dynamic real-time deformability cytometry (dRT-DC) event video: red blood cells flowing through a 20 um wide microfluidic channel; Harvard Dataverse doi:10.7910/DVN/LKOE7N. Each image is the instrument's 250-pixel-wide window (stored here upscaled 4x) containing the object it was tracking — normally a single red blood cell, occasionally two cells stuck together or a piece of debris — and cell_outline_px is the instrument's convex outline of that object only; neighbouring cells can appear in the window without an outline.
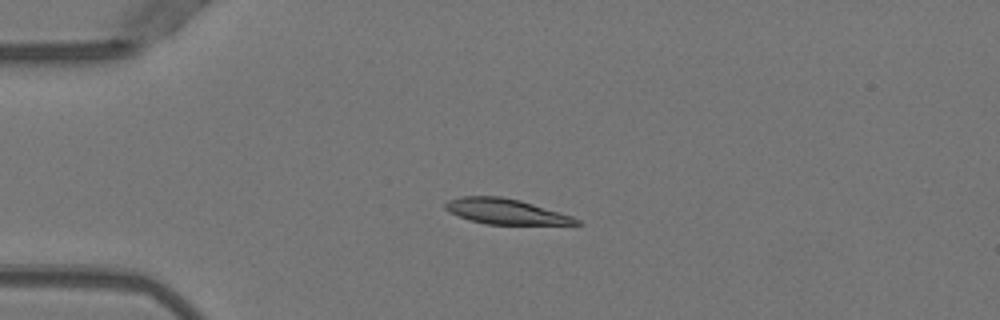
{"species": "Egyptian fruit bat (a non-hibernating species)", "species_latin": "Rousettus aegyptiacus", "temperature_condition": "warm", "stored_images_in_passage": 5, "camera_frame_rate_fps": 3000, "um_per_image_px": 0.085, "animal": {"sex": "female"}, "frame": {"image": 1, "passage_image": 4, "time_ms": 1.0, "image_size_px": [1000, 320], "cell_outline_px": [[584, 224], [484, 224], [468, 220], [444, 208], [444, 204], [448, 200], [460, 196], [500, 196], [520, 200], [572, 216], [580, 220]], "centroid_in_image_um": [42.97, 17.97], "position_along_channel_um": 42.0, "area_um2": 19.19}}